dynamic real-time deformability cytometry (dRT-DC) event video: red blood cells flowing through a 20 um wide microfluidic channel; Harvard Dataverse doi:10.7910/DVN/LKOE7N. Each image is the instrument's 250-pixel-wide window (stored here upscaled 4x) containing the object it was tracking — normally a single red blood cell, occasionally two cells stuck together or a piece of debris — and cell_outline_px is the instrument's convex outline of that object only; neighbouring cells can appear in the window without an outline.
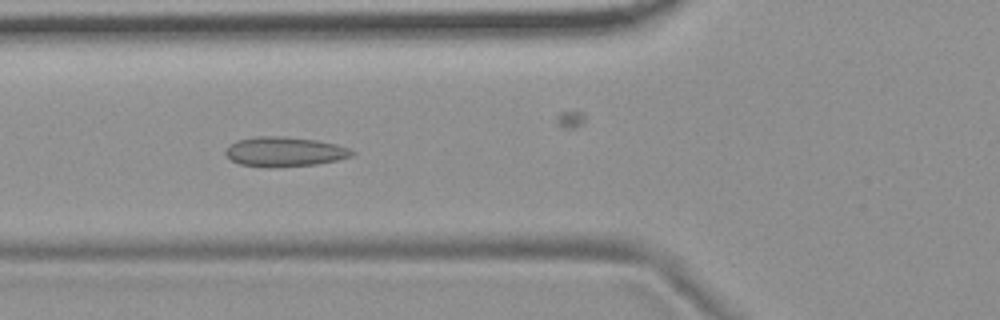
{"species": "common noctule bat (a hibernating species)", "species_latin": "Nyctalus noctula", "temperature_condition": "room temperature", "stored_images_in_passage": 54, "camera_frame_rate_fps": 3000, "um_per_image_px": 0.085, "animal": {"sex": "female", "body_mass_g": 19.9}, "frame": {"image": 1, "passage_image": 19, "time_ms": 6.0, "image_size_px": [1000, 320], "cell_outline_px": [[356, 152], [352, 156], [336, 160], [316, 164], [272, 168], [264, 168], [240, 164], [232, 160], [224, 152], [228, 144], [236, 140], [256, 136], [284, 136], [316, 140], [336, 144], [348, 148]], "centroid_in_image_um": [24.15, 12.9], "position_along_channel_um": 101.7, "area_um2": 22.08}}
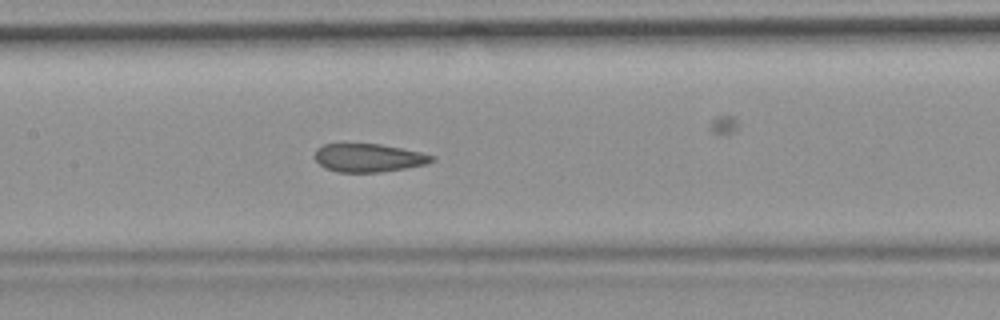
{"frame": {"image": 2, "passage_image": 25, "time_ms": 8.0, "image_size_px": [1000, 320], "cell_outline_px": [[436, 160], [428, 164], [380, 172], [340, 172], [324, 168], [312, 156], [316, 148], [324, 144], [380, 144], [420, 152], [436, 156]], "centroid_in_image_um": [31.32, 13.41], "position_along_channel_um": 176.1, "area_um2": 19.36}}
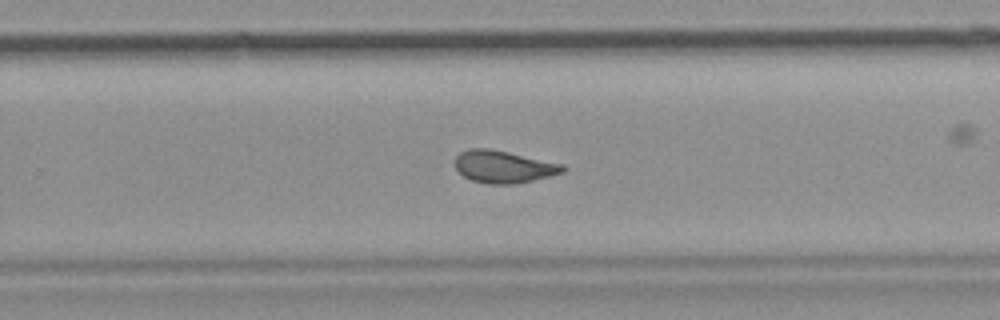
{"frame": {"image": 3, "passage_image": 34, "time_ms": 11.0, "image_size_px": [1000, 320], "cell_outline_px": [[568, 168], [564, 172], [516, 184], [488, 184], [472, 180], [464, 176], [456, 168], [456, 156], [460, 152], [468, 148], [488, 148], [508, 152], [564, 164]], "centroid_in_image_um": [42.82, 14.17], "position_along_channel_um": 287.0, "area_um2": 20.23}, "authors_computed_cell_mechanics": {"area_um2": 20.6635, "velocity_mm_per_s": 3.724, "shape_relaxation_time_tau1_ms": null, "shape_relaxation_time_tau2_ms": 1.2814, "deformation_change_tau1": null, "deformation_change_tau2": 0.0827}}